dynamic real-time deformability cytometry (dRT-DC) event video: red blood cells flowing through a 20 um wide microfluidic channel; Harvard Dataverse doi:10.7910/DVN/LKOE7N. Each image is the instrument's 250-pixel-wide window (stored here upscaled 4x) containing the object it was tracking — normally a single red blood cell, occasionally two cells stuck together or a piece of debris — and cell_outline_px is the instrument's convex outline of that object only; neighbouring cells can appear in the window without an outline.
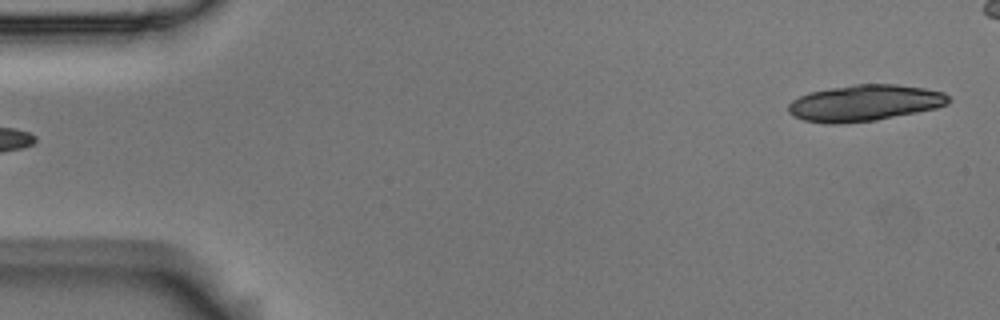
{"species": "Egyptian fruit bat (a non-hibernating species)", "species_latin": "Rousettus aegyptiacus", "temperature_condition": "room temperature", "stored_images_in_passage": 6, "segment_of_instrument_passage": [2, 2], "camera_frame_rate_fps": 3000, "um_per_image_px": 0.085, "animal": {"sex": "male"}, "frame": {"image": 1, "passage_image": 6, "time_ms": 1.667, "image_size_px": [1000, 320], "cell_outline_px": [[952, 100], [948, 104], [936, 108], [876, 120], [836, 124], [828, 124], [804, 120], [788, 112], [788, 104], [792, 100], [808, 92], [852, 84], [896, 84], [924, 88], [944, 92]], "centroid_in_image_um": [73.5, 8.74], "position_along_channel_um": 11.5, "area_um2": 33.87}}